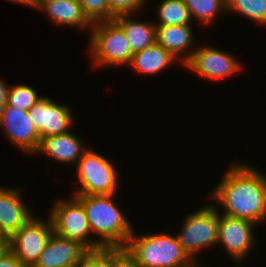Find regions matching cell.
I'll use <instances>...</instances> for the list:
<instances>
[{"instance_id": "cell-15", "label": "cell", "mask_w": 266, "mask_h": 267, "mask_svg": "<svg viewBox=\"0 0 266 267\" xmlns=\"http://www.w3.org/2000/svg\"><path fill=\"white\" fill-rule=\"evenodd\" d=\"M86 150L81 139L76 134L68 132L43 138L36 153L47 154L63 164H73L78 162Z\"/></svg>"}, {"instance_id": "cell-25", "label": "cell", "mask_w": 266, "mask_h": 267, "mask_svg": "<svg viewBox=\"0 0 266 267\" xmlns=\"http://www.w3.org/2000/svg\"><path fill=\"white\" fill-rule=\"evenodd\" d=\"M83 14L91 22L109 21L108 0H78Z\"/></svg>"}, {"instance_id": "cell-28", "label": "cell", "mask_w": 266, "mask_h": 267, "mask_svg": "<svg viewBox=\"0 0 266 267\" xmlns=\"http://www.w3.org/2000/svg\"><path fill=\"white\" fill-rule=\"evenodd\" d=\"M0 267H24L16 255L8 249L0 256Z\"/></svg>"}, {"instance_id": "cell-2", "label": "cell", "mask_w": 266, "mask_h": 267, "mask_svg": "<svg viewBox=\"0 0 266 267\" xmlns=\"http://www.w3.org/2000/svg\"><path fill=\"white\" fill-rule=\"evenodd\" d=\"M110 195H73L84 207L91 233L103 248L125 247L134 229Z\"/></svg>"}, {"instance_id": "cell-8", "label": "cell", "mask_w": 266, "mask_h": 267, "mask_svg": "<svg viewBox=\"0 0 266 267\" xmlns=\"http://www.w3.org/2000/svg\"><path fill=\"white\" fill-rule=\"evenodd\" d=\"M32 216L9 237V249L24 267H33L53 233L50 218L43 220Z\"/></svg>"}, {"instance_id": "cell-32", "label": "cell", "mask_w": 266, "mask_h": 267, "mask_svg": "<svg viewBox=\"0 0 266 267\" xmlns=\"http://www.w3.org/2000/svg\"><path fill=\"white\" fill-rule=\"evenodd\" d=\"M8 1H12L13 3H21L22 5H26V0H8Z\"/></svg>"}, {"instance_id": "cell-33", "label": "cell", "mask_w": 266, "mask_h": 267, "mask_svg": "<svg viewBox=\"0 0 266 267\" xmlns=\"http://www.w3.org/2000/svg\"><path fill=\"white\" fill-rule=\"evenodd\" d=\"M0 239H9V237L4 235L3 232L0 230Z\"/></svg>"}, {"instance_id": "cell-14", "label": "cell", "mask_w": 266, "mask_h": 267, "mask_svg": "<svg viewBox=\"0 0 266 267\" xmlns=\"http://www.w3.org/2000/svg\"><path fill=\"white\" fill-rule=\"evenodd\" d=\"M18 188L0 186V230L10 237L19 230L33 215L22 201Z\"/></svg>"}, {"instance_id": "cell-4", "label": "cell", "mask_w": 266, "mask_h": 267, "mask_svg": "<svg viewBox=\"0 0 266 267\" xmlns=\"http://www.w3.org/2000/svg\"><path fill=\"white\" fill-rule=\"evenodd\" d=\"M90 33L94 65H129L133 54L124 31L114 20L92 23Z\"/></svg>"}, {"instance_id": "cell-13", "label": "cell", "mask_w": 266, "mask_h": 267, "mask_svg": "<svg viewBox=\"0 0 266 267\" xmlns=\"http://www.w3.org/2000/svg\"><path fill=\"white\" fill-rule=\"evenodd\" d=\"M88 251L79 241L53 232L33 267H77Z\"/></svg>"}, {"instance_id": "cell-30", "label": "cell", "mask_w": 266, "mask_h": 267, "mask_svg": "<svg viewBox=\"0 0 266 267\" xmlns=\"http://www.w3.org/2000/svg\"><path fill=\"white\" fill-rule=\"evenodd\" d=\"M45 1L47 0H26V6H31L34 9H37L39 6H41Z\"/></svg>"}, {"instance_id": "cell-27", "label": "cell", "mask_w": 266, "mask_h": 267, "mask_svg": "<svg viewBox=\"0 0 266 267\" xmlns=\"http://www.w3.org/2000/svg\"><path fill=\"white\" fill-rule=\"evenodd\" d=\"M114 267H143L125 247L114 248Z\"/></svg>"}, {"instance_id": "cell-7", "label": "cell", "mask_w": 266, "mask_h": 267, "mask_svg": "<svg viewBox=\"0 0 266 267\" xmlns=\"http://www.w3.org/2000/svg\"><path fill=\"white\" fill-rule=\"evenodd\" d=\"M218 211L216 207L211 205L201 207L185 217L183 228H181L179 235H176L182 250L194 262L196 253L217 244Z\"/></svg>"}, {"instance_id": "cell-20", "label": "cell", "mask_w": 266, "mask_h": 267, "mask_svg": "<svg viewBox=\"0 0 266 267\" xmlns=\"http://www.w3.org/2000/svg\"><path fill=\"white\" fill-rule=\"evenodd\" d=\"M157 17L160 21L155 25H184L192 21L183 0H163L157 7Z\"/></svg>"}, {"instance_id": "cell-31", "label": "cell", "mask_w": 266, "mask_h": 267, "mask_svg": "<svg viewBox=\"0 0 266 267\" xmlns=\"http://www.w3.org/2000/svg\"><path fill=\"white\" fill-rule=\"evenodd\" d=\"M9 249V239H0V256Z\"/></svg>"}, {"instance_id": "cell-24", "label": "cell", "mask_w": 266, "mask_h": 267, "mask_svg": "<svg viewBox=\"0 0 266 267\" xmlns=\"http://www.w3.org/2000/svg\"><path fill=\"white\" fill-rule=\"evenodd\" d=\"M77 267H114V248L89 250Z\"/></svg>"}, {"instance_id": "cell-22", "label": "cell", "mask_w": 266, "mask_h": 267, "mask_svg": "<svg viewBox=\"0 0 266 267\" xmlns=\"http://www.w3.org/2000/svg\"><path fill=\"white\" fill-rule=\"evenodd\" d=\"M225 11L238 12L266 25V0H225Z\"/></svg>"}, {"instance_id": "cell-5", "label": "cell", "mask_w": 266, "mask_h": 267, "mask_svg": "<svg viewBox=\"0 0 266 267\" xmlns=\"http://www.w3.org/2000/svg\"><path fill=\"white\" fill-rule=\"evenodd\" d=\"M53 232L61 237L79 241L88 250L103 248L91 233L83 205L73 196L72 200L60 199L50 210Z\"/></svg>"}, {"instance_id": "cell-18", "label": "cell", "mask_w": 266, "mask_h": 267, "mask_svg": "<svg viewBox=\"0 0 266 267\" xmlns=\"http://www.w3.org/2000/svg\"><path fill=\"white\" fill-rule=\"evenodd\" d=\"M179 61L157 42L148 45L139 52L133 54L129 65L142 74L162 72L172 63Z\"/></svg>"}, {"instance_id": "cell-26", "label": "cell", "mask_w": 266, "mask_h": 267, "mask_svg": "<svg viewBox=\"0 0 266 267\" xmlns=\"http://www.w3.org/2000/svg\"><path fill=\"white\" fill-rule=\"evenodd\" d=\"M145 3L146 0H108L109 21L119 15L137 13V11H141V7L145 6Z\"/></svg>"}, {"instance_id": "cell-19", "label": "cell", "mask_w": 266, "mask_h": 267, "mask_svg": "<svg viewBox=\"0 0 266 267\" xmlns=\"http://www.w3.org/2000/svg\"><path fill=\"white\" fill-rule=\"evenodd\" d=\"M131 16L119 15L113 20L122 28L128 40L132 54L141 51L148 45L156 42V25L130 19Z\"/></svg>"}, {"instance_id": "cell-16", "label": "cell", "mask_w": 266, "mask_h": 267, "mask_svg": "<svg viewBox=\"0 0 266 267\" xmlns=\"http://www.w3.org/2000/svg\"><path fill=\"white\" fill-rule=\"evenodd\" d=\"M190 27L189 24L156 25V42L176 59H182L180 61L183 65L192 54V52L188 53L187 49L195 42Z\"/></svg>"}, {"instance_id": "cell-6", "label": "cell", "mask_w": 266, "mask_h": 267, "mask_svg": "<svg viewBox=\"0 0 266 267\" xmlns=\"http://www.w3.org/2000/svg\"><path fill=\"white\" fill-rule=\"evenodd\" d=\"M81 187L73 195H110L117 193L118 176L114 165L104 156L87 149L77 162Z\"/></svg>"}, {"instance_id": "cell-1", "label": "cell", "mask_w": 266, "mask_h": 267, "mask_svg": "<svg viewBox=\"0 0 266 267\" xmlns=\"http://www.w3.org/2000/svg\"><path fill=\"white\" fill-rule=\"evenodd\" d=\"M251 166L232 164L211 197L225 208L223 215L260 224L266 220V174Z\"/></svg>"}, {"instance_id": "cell-3", "label": "cell", "mask_w": 266, "mask_h": 267, "mask_svg": "<svg viewBox=\"0 0 266 267\" xmlns=\"http://www.w3.org/2000/svg\"><path fill=\"white\" fill-rule=\"evenodd\" d=\"M135 235L133 231L125 248L143 267H199L198 262L192 261L182 250L177 236L167 233Z\"/></svg>"}, {"instance_id": "cell-12", "label": "cell", "mask_w": 266, "mask_h": 267, "mask_svg": "<svg viewBox=\"0 0 266 267\" xmlns=\"http://www.w3.org/2000/svg\"><path fill=\"white\" fill-rule=\"evenodd\" d=\"M3 126L6 137L25 153L36 154L40 137L35 129L28 111H22L5 104L0 110V127Z\"/></svg>"}, {"instance_id": "cell-9", "label": "cell", "mask_w": 266, "mask_h": 267, "mask_svg": "<svg viewBox=\"0 0 266 267\" xmlns=\"http://www.w3.org/2000/svg\"><path fill=\"white\" fill-rule=\"evenodd\" d=\"M191 52L190 58L183 66L214 81L235 75L242 66L231 54L214 47H196Z\"/></svg>"}, {"instance_id": "cell-10", "label": "cell", "mask_w": 266, "mask_h": 267, "mask_svg": "<svg viewBox=\"0 0 266 267\" xmlns=\"http://www.w3.org/2000/svg\"><path fill=\"white\" fill-rule=\"evenodd\" d=\"M71 111L66 105L42 97L28 110V115L41 141L48 136L68 133L74 119Z\"/></svg>"}, {"instance_id": "cell-29", "label": "cell", "mask_w": 266, "mask_h": 267, "mask_svg": "<svg viewBox=\"0 0 266 267\" xmlns=\"http://www.w3.org/2000/svg\"><path fill=\"white\" fill-rule=\"evenodd\" d=\"M0 79V110L6 104L9 85Z\"/></svg>"}, {"instance_id": "cell-17", "label": "cell", "mask_w": 266, "mask_h": 267, "mask_svg": "<svg viewBox=\"0 0 266 267\" xmlns=\"http://www.w3.org/2000/svg\"><path fill=\"white\" fill-rule=\"evenodd\" d=\"M37 9L46 12L58 26H77L86 29L92 27L78 0H47Z\"/></svg>"}, {"instance_id": "cell-23", "label": "cell", "mask_w": 266, "mask_h": 267, "mask_svg": "<svg viewBox=\"0 0 266 267\" xmlns=\"http://www.w3.org/2000/svg\"><path fill=\"white\" fill-rule=\"evenodd\" d=\"M41 98L31 86L13 85L9 86L6 104L22 111H28Z\"/></svg>"}, {"instance_id": "cell-11", "label": "cell", "mask_w": 266, "mask_h": 267, "mask_svg": "<svg viewBox=\"0 0 266 267\" xmlns=\"http://www.w3.org/2000/svg\"><path fill=\"white\" fill-rule=\"evenodd\" d=\"M253 225L255 223L245 219L219 214L217 244L222 245L237 264L244 261L256 243L252 232Z\"/></svg>"}, {"instance_id": "cell-21", "label": "cell", "mask_w": 266, "mask_h": 267, "mask_svg": "<svg viewBox=\"0 0 266 267\" xmlns=\"http://www.w3.org/2000/svg\"><path fill=\"white\" fill-rule=\"evenodd\" d=\"M188 8L191 20L198 19L200 23L210 25L217 14L225 11V0H183ZM193 17V18H192Z\"/></svg>"}]
</instances>
